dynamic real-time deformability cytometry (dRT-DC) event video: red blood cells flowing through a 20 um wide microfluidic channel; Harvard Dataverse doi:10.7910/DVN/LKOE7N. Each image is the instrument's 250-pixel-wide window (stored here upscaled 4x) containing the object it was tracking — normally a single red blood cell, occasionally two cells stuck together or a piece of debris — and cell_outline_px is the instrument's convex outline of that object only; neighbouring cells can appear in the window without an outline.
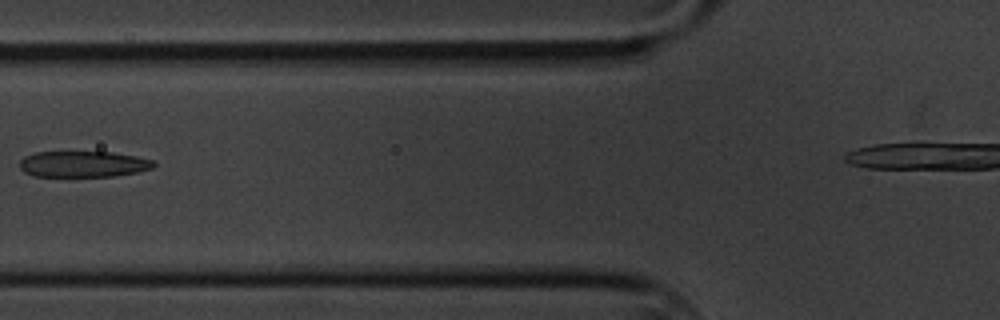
{"species": "common noctule bat (a hibernating species)", "species_latin": "Nyctalus noctula", "temperature_condition": "cold", "stored_images_in_passage": 8, "camera_frame_rate_fps": 3000, "um_per_image_px": 0.085, "animal": {"sex": "male", "body_mass_g": 20.1, "forearm_length_mm": 53.5}, "frame": {"image": 1, "passage_image": 3, "time_ms": 2.667, "image_size_px": [1000, 320], "cell_outline_px": [[156, 164], [152, 168], [136, 172], [116, 176], [36, 176], [24, 172], [20, 168], [20, 160], [24, 156], [36, 152], [112, 152], [136, 156], [152, 160]], "centroid_in_image_um": [7.06, 13.94], "position_along_channel_um": 118.7, "area_um2": 20.29}}
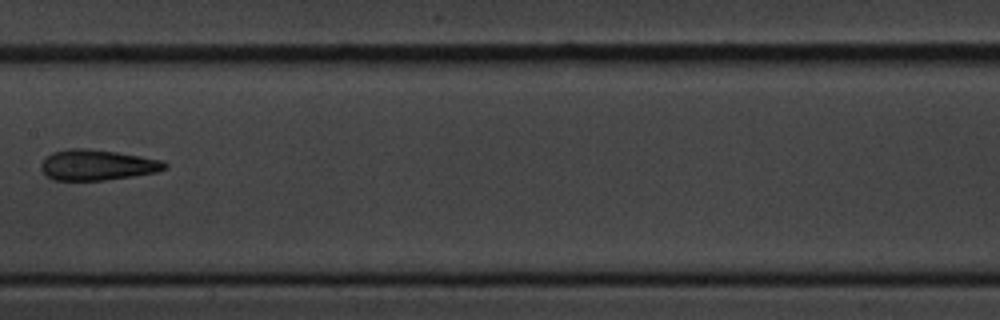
{"frame": {"image": 2, "passage_image": 5, "time_ms": 5.0, "image_size_px": [1000, 320], "cell_outline_px": [[168, 168], [156, 172], [132, 176], [104, 180], [52, 180], [40, 168], [40, 164], [52, 152], [68, 148], [88, 148], [116, 152], [164, 160], [168, 164]], "centroid_in_image_um": [8.28, 14.01], "position_along_channel_um": 199.1, "area_um2": 22.08}}
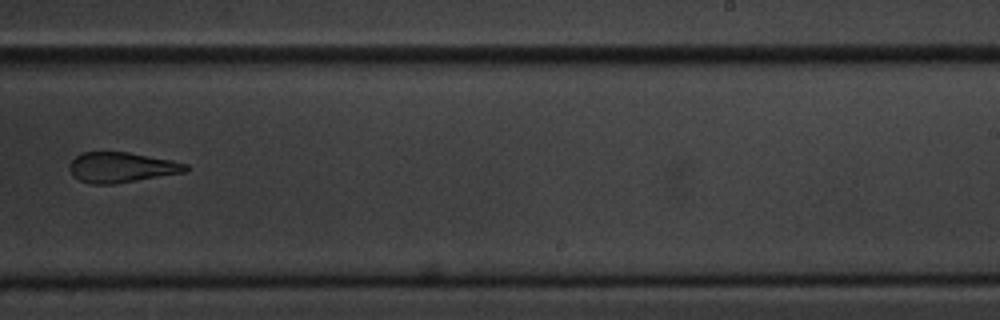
{"frame": {"image": 3, "passage_image": 7, "time_ms": 7.333, "image_size_px": [1000, 320], "cell_outline_px": [[188, 172], [112, 184], [92, 184], [80, 180], [72, 176], [68, 168], [68, 164], [76, 156], [84, 152], [128, 152], [172, 160], [188, 164]], "centroid_in_image_um": [10.33, 14.23], "position_along_channel_um": 278.7, "area_um2": 20.58}}